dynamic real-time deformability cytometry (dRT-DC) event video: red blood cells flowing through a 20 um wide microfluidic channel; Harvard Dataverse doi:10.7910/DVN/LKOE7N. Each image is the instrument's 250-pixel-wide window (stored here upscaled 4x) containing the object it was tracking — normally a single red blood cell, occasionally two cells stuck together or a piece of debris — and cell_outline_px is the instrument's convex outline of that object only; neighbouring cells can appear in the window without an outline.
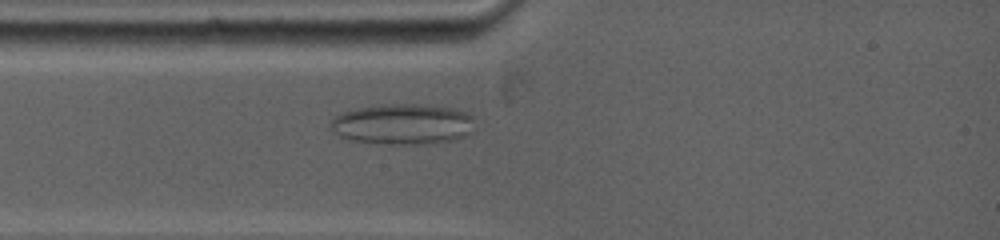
{"species": "common noctule bat (a hibernating species)", "species_latin": "Nyctalus noctula", "temperature_condition": "warm", "stored_images_in_passage": 42, "camera_frame_rate_fps": 5000, "um_per_image_px": 0.085, "animal": {"sex": "female", "body_mass_g": 19.0, "forearm_length_mm": 53.3}, "frame": {"image": 1, "passage_image": 4, "time_ms": 1.0, "image_size_px": [1000, 240], "cell_outline_px": [[472, 116], [468, 132], [464, 136], [452, 140], [396, 144], [392, 144], [356, 140], [340, 136], [328, 128], [328, 124], [332, 116], [344, 112], [360, 108], [380, 104], [412, 104], [452, 108], [468, 112]], "centroid_in_image_um": [34.13, 10.52], "position_along_channel_um": 50.9, "area_um2": 33.29}}
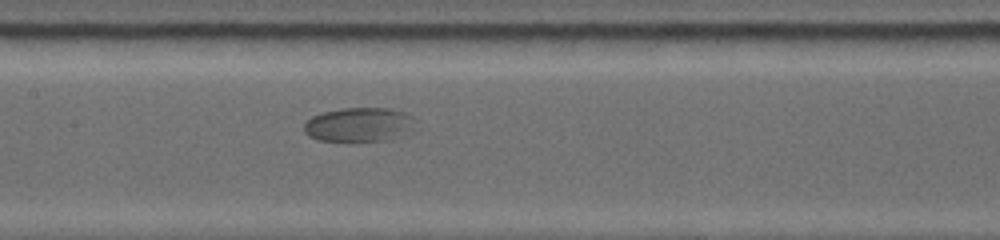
{"frame": {"image": 2, "passage_image": 14, "time_ms": 4.4, "image_size_px": [1000, 240], "cell_outline_px": [[420, 120], [384, 140], [352, 144], [320, 140], [308, 136], [304, 132], [304, 124], [312, 116], [324, 112], [340, 108], [392, 108], [404, 112]], "centroid_in_image_um": [30.4, 10.61], "position_along_channel_um": 177.0, "area_um2": 22.25}}
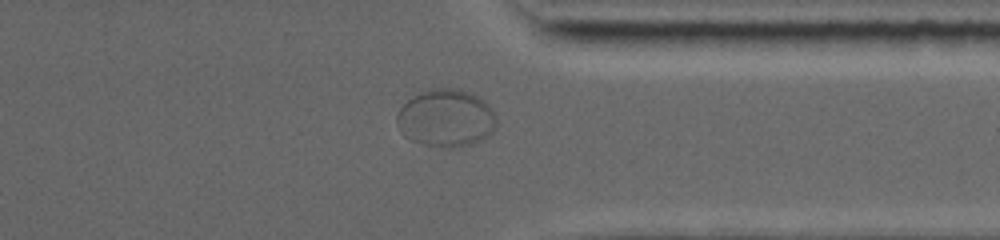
{"frame": {"image": 3, "passage_image": 30, "time_ms": 9.8, "image_size_px": [1000, 240], "cell_outline_px": [[496, 128], [488, 136], [468, 144], [428, 144], [412, 140], [404, 136], [396, 124], [396, 116], [400, 108], [412, 96], [420, 92], [432, 88], [460, 88], [484, 100], [492, 108], [496, 116]], "centroid_in_image_um": [37.91, 9.97], "position_along_channel_um": 373.5, "area_um2": 32.71}}